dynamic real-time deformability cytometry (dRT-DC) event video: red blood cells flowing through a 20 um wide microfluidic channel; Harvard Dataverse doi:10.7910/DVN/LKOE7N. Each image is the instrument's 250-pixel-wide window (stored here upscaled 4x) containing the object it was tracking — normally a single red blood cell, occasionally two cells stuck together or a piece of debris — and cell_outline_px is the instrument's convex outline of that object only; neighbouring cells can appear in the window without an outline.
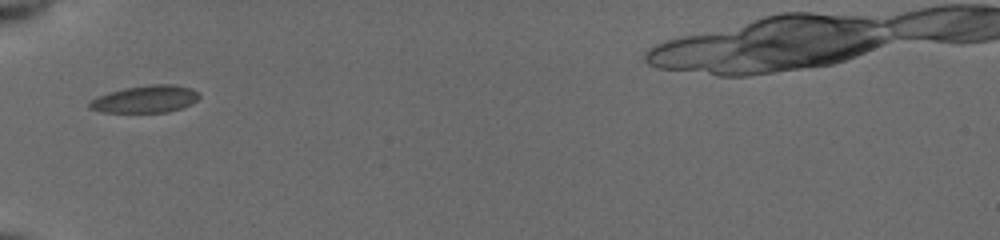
{"species": "common noctule bat (a hibernating species)", "species_latin": "Nyctalus noctula", "temperature_condition": "cold", "stored_images_in_passage": 34, "camera_frame_rate_fps": 3000, "um_per_image_px": 0.085, "animal": {"sex": "female", "body_mass_g": 19.5, "forearm_length_mm": 54.1}, "frame": {"image": 1, "passage_image": 1, "time_ms": 0.0, "image_size_px": [1000, 240], "cell_outline_px": [[200, 96], [196, 100], [180, 108], [168, 112], [104, 112], [88, 108], [88, 104], [92, 100], [108, 92], [124, 88], [148, 84], [176, 84], [192, 88]], "centroid_in_image_um": [12.35, 8.41], "position_along_channel_um": 72.6, "area_um2": 17.28}}
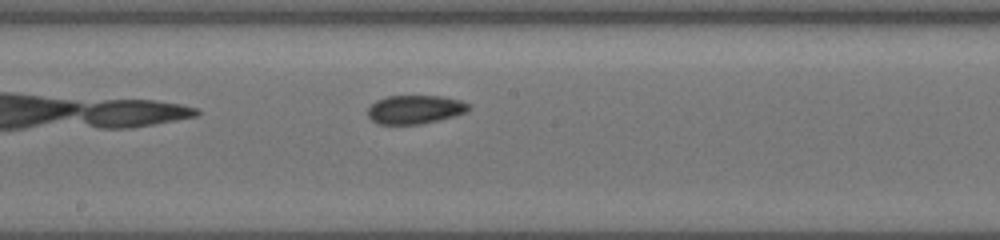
{"frame": {"image": 2, "passage_image": 12, "time_ms": 3.667, "image_size_px": [1000, 240], "cell_outline_px": [[468, 108], [464, 112], [452, 116], [420, 124], [380, 124], [372, 120], [368, 116], [368, 108], [376, 100], [388, 96], [444, 96], [460, 100], [468, 104]], "centroid_in_image_um": [35.23, 9.29], "position_along_channel_um": 213.0, "area_um2": 16.53}}
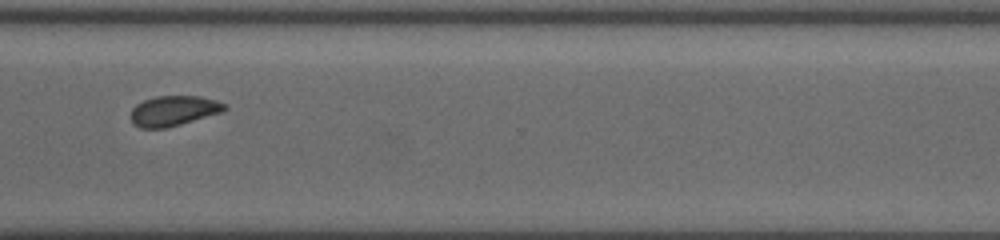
{"frame": {"image": 3, "passage_image": 23, "time_ms": 7.333, "image_size_px": [1000, 240], "cell_outline_px": [[228, 108], [220, 112], [180, 124], [164, 128], [140, 128], [132, 120], [132, 108], [136, 104], [144, 100], [156, 96], [200, 96], [216, 100], [228, 104]], "centroid_in_image_um": [14.78, 9.4], "position_along_channel_um": 355.8, "area_um2": 16.24}, "authors_computed_cell_mechanics": {"area_um2": 16.4441, "velocity_mm_per_s": 3.8897, "shape_relaxation_time_tau1_ms": 4.7108, "shape_relaxation_time_tau2_ms": 4.4317, "deformation_change_tau1": 0.1, "deformation_change_tau2": 0.0886}}